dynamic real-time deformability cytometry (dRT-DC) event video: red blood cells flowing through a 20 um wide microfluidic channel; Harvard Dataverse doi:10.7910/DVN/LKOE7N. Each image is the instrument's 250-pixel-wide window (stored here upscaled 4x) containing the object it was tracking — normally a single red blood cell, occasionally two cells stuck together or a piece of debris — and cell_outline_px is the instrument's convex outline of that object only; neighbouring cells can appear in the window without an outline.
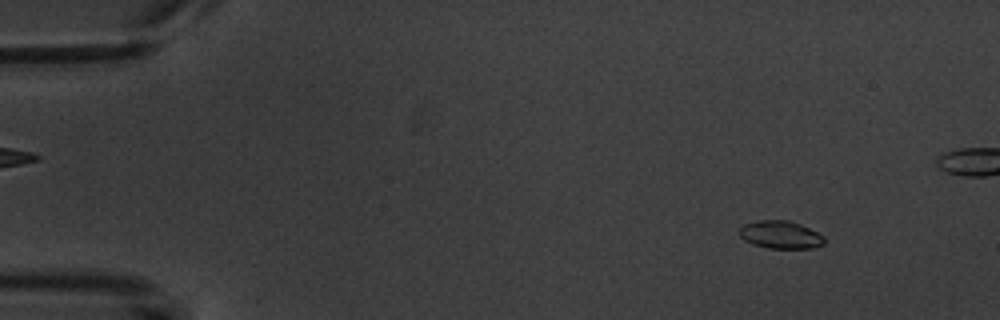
{"species": "common noctule bat (a hibernating species)", "species_latin": "Nyctalus noctula", "temperature_condition": "warm", "stored_images_in_passage": 5, "camera_frame_rate_fps": 3000, "um_per_image_px": 0.085, "animal": {"sex": "male", "body_mass_g": 20.1, "forearm_length_mm": 53.5}, "frame": {"image": 1, "passage_image": 1, "time_ms": 0.0, "image_size_px": [1000, 320], "cell_outline_px": [[824, 244], [812, 248], [768, 248], [752, 244], [744, 240], [740, 236], [740, 228], [744, 224], [760, 220], [788, 220], [800, 224], [824, 236]], "centroid_in_image_um": [66.34, 19.95], "position_along_channel_um": 18.7, "area_um2": 13.64}}